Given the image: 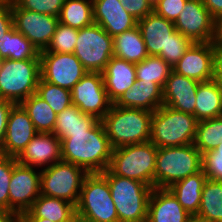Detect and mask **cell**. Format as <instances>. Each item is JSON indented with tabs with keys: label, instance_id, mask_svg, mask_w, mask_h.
Segmentation results:
<instances>
[{
	"label": "cell",
	"instance_id": "obj_16",
	"mask_svg": "<svg viewBox=\"0 0 222 222\" xmlns=\"http://www.w3.org/2000/svg\"><path fill=\"white\" fill-rule=\"evenodd\" d=\"M41 194V170L16 163L9 185V211L22 214L28 211Z\"/></svg>",
	"mask_w": 222,
	"mask_h": 222
},
{
	"label": "cell",
	"instance_id": "obj_24",
	"mask_svg": "<svg viewBox=\"0 0 222 222\" xmlns=\"http://www.w3.org/2000/svg\"><path fill=\"white\" fill-rule=\"evenodd\" d=\"M114 105L154 112L163 105V88L153 81L136 80Z\"/></svg>",
	"mask_w": 222,
	"mask_h": 222
},
{
	"label": "cell",
	"instance_id": "obj_1",
	"mask_svg": "<svg viewBox=\"0 0 222 222\" xmlns=\"http://www.w3.org/2000/svg\"><path fill=\"white\" fill-rule=\"evenodd\" d=\"M112 152L102 121L89 131L70 132V136L61 139L62 161L80 166L88 173L107 170Z\"/></svg>",
	"mask_w": 222,
	"mask_h": 222
},
{
	"label": "cell",
	"instance_id": "obj_45",
	"mask_svg": "<svg viewBox=\"0 0 222 222\" xmlns=\"http://www.w3.org/2000/svg\"><path fill=\"white\" fill-rule=\"evenodd\" d=\"M15 104L0 98V147L4 141L9 113Z\"/></svg>",
	"mask_w": 222,
	"mask_h": 222
},
{
	"label": "cell",
	"instance_id": "obj_6",
	"mask_svg": "<svg viewBox=\"0 0 222 222\" xmlns=\"http://www.w3.org/2000/svg\"><path fill=\"white\" fill-rule=\"evenodd\" d=\"M202 170V154L194 144L158 148L155 164V188L172 184Z\"/></svg>",
	"mask_w": 222,
	"mask_h": 222
},
{
	"label": "cell",
	"instance_id": "obj_48",
	"mask_svg": "<svg viewBox=\"0 0 222 222\" xmlns=\"http://www.w3.org/2000/svg\"><path fill=\"white\" fill-rule=\"evenodd\" d=\"M215 77H222V45L218 44Z\"/></svg>",
	"mask_w": 222,
	"mask_h": 222
},
{
	"label": "cell",
	"instance_id": "obj_3",
	"mask_svg": "<svg viewBox=\"0 0 222 222\" xmlns=\"http://www.w3.org/2000/svg\"><path fill=\"white\" fill-rule=\"evenodd\" d=\"M101 174L108 181L119 222H147L153 188L140 181L114 175L108 169Z\"/></svg>",
	"mask_w": 222,
	"mask_h": 222
},
{
	"label": "cell",
	"instance_id": "obj_35",
	"mask_svg": "<svg viewBox=\"0 0 222 222\" xmlns=\"http://www.w3.org/2000/svg\"><path fill=\"white\" fill-rule=\"evenodd\" d=\"M136 80L153 81L162 88L169 77L172 67L159 56H148L135 64Z\"/></svg>",
	"mask_w": 222,
	"mask_h": 222
},
{
	"label": "cell",
	"instance_id": "obj_49",
	"mask_svg": "<svg viewBox=\"0 0 222 222\" xmlns=\"http://www.w3.org/2000/svg\"><path fill=\"white\" fill-rule=\"evenodd\" d=\"M202 156H222V141L214 150L208 151L202 154Z\"/></svg>",
	"mask_w": 222,
	"mask_h": 222
},
{
	"label": "cell",
	"instance_id": "obj_27",
	"mask_svg": "<svg viewBox=\"0 0 222 222\" xmlns=\"http://www.w3.org/2000/svg\"><path fill=\"white\" fill-rule=\"evenodd\" d=\"M194 116L198 122L222 116V99L214 79L199 82Z\"/></svg>",
	"mask_w": 222,
	"mask_h": 222
},
{
	"label": "cell",
	"instance_id": "obj_21",
	"mask_svg": "<svg viewBox=\"0 0 222 222\" xmlns=\"http://www.w3.org/2000/svg\"><path fill=\"white\" fill-rule=\"evenodd\" d=\"M188 213L168 188H153L148 204L147 222H192Z\"/></svg>",
	"mask_w": 222,
	"mask_h": 222
},
{
	"label": "cell",
	"instance_id": "obj_51",
	"mask_svg": "<svg viewBox=\"0 0 222 222\" xmlns=\"http://www.w3.org/2000/svg\"><path fill=\"white\" fill-rule=\"evenodd\" d=\"M217 43L222 45V20L218 22Z\"/></svg>",
	"mask_w": 222,
	"mask_h": 222
},
{
	"label": "cell",
	"instance_id": "obj_34",
	"mask_svg": "<svg viewBox=\"0 0 222 222\" xmlns=\"http://www.w3.org/2000/svg\"><path fill=\"white\" fill-rule=\"evenodd\" d=\"M222 141V116L197 123L194 146L201 154L214 150Z\"/></svg>",
	"mask_w": 222,
	"mask_h": 222
},
{
	"label": "cell",
	"instance_id": "obj_29",
	"mask_svg": "<svg viewBox=\"0 0 222 222\" xmlns=\"http://www.w3.org/2000/svg\"><path fill=\"white\" fill-rule=\"evenodd\" d=\"M99 121L94 116L82 113L77 106L71 105L57 114L52 133L61 140L70 136V132L89 131Z\"/></svg>",
	"mask_w": 222,
	"mask_h": 222
},
{
	"label": "cell",
	"instance_id": "obj_50",
	"mask_svg": "<svg viewBox=\"0 0 222 222\" xmlns=\"http://www.w3.org/2000/svg\"><path fill=\"white\" fill-rule=\"evenodd\" d=\"M22 222H52L45 218H22Z\"/></svg>",
	"mask_w": 222,
	"mask_h": 222
},
{
	"label": "cell",
	"instance_id": "obj_2",
	"mask_svg": "<svg viewBox=\"0 0 222 222\" xmlns=\"http://www.w3.org/2000/svg\"><path fill=\"white\" fill-rule=\"evenodd\" d=\"M153 112L112 104L101 120L113 149L150 141Z\"/></svg>",
	"mask_w": 222,
	"mask_h": 222
},
{
	"label": "cell",
	"instance_id": "obj_37",
	"mask_svg": "<svg viewBox=\"0 0 222 222\" xmlns=\"http://www.w3.org/2000/svg\"><path fill=\"white\" fill-rule=\"evenodd\" d=\"M78 29L57 24L48 47L40 52L74 53Z\"/></svg>",
	"mask_w": 222,
	"mask_h": 222
},
{
	"label": "cell",
	"instance_id": "obj_15",
	"mask_svg": "<svg viewBox=\"0 0 222 222\" xmlns=\"http://www.w3.org/2000/svg\"><path fill=\"white\" fill-rule=\"evenodd\" d=\"M11 10L16 31L28 38L39 52L45 50L59 23L58 17L19 8L12 0Z\"/></svg>",
	"mask_w": 222,
	"mask_h": 222
},
{
	"label": "cell",
	"instance_id": "obj_19",
	"mask_svg": "<svg viewBox=\"0 0 222 222\" xmlns=\"http://www.w3.org/2000/svg\"><path fill=\"white\" fill-rule=\"evenodd\" d=\"M94 23L99 24L111 37L137 26L138 20L120 0H92Z\"/></svg>",
	"mask_w": 222,
	"mask_h": 222
},
{
	"label": "cell",
	"instance_id": "obj_28",
	"mask_svg": "<svg viewBox=\"0 0 222 222\" xmlns=\"http://www.w3.org/2000/svg\"><path fill=\"white\" fill-rule=\"evenodd\" d=\"M113 52L114 57L134 64L149 56L138 26L113 37Z\"/></svg>",
	"mask_w": 222,
	"mask_h": 222
},
{
	"label": "cell",
	"instance_id": "obj_40",
	"mask_svg": "<svg viewBox=\"0 0 222 222\" xmlns=\"http://www.w3.org/2000/svg\"><path fill=\"white\" fill-rule=\"evenodd\" d=\"M19 8L58 17L65 0H12Z\"/></svg>",
	"mask_w": 222,
	"mask_h": 222
},
{
	"label": "cell",
	"instance_id": "obj_44",
	"mask_svg": "<svg viewBox=\"0 0 222 222\" xmlns=\"http://www.w3.org/2000/svg\"><path fill=\"white\" fill-rule=\"evenodd\" d=\"M13 27L11 0L0 1V40Z\"/></svg>",
	"mask_w": 222,
	"mask_h": 222
},
{
	"label": "cell",
	"instance_id": "obj_12",
	"mask_svg": "<svg viewBox=\"0 0 222 222\" xmlns=\"http://www.w3.org/2000/svg\"><path fill=\"white\" fill-rule=\"evenodd\" d=\"M71 97L72 105L77 106L82 113L94 116L100 121L113 104L104 87L102 73L99 72H86L73 86Z\"/></svg>",
	"mask_w": 222,
	"mask_h": 222
},
{
	"label": "cell",
	"instance_id": "obj_33",
	"mask_svg": "<svg viewBox=\"0 0 222 222\" xmlns=\"http://www.w3.org/2000/svg\"><path fill=\"white\" fill-rule=\"evenodd\" d=\"M61 24L81 29L94 23L92 0H65L58 16Z\"/></svg>",
	"mask_w": 222,
	"mask_h": 222
},
{
	"label": "cell",
	"instance_id": "obj_41",
	"mask_svg": "<svg viewBox=\"0 0 222 222\" xmlns=\"http://www.w3.org/2000/svg\"><path fill=\"white\" fill-rule=\"evenodd\" d=\"M186 1L187 0H159L153 6V11L168 21L175 22L183 10Z\"/></svg>",
	"mask_w": 222,
	"mask_h": 222
},
{
	"label": "cell",
	"instance_id": "obj_46",
	"mask_svg": "<svg viewBox=\"0 0 222 222\" xmlns=\"http://www.w3.org/2000/svg\"><path fill=\"white\" fill-rule=\"evenodd\" d=\"M212 17L217 21L222 20V0H202Z\"/></svg>",
	"mask_w": 222,
	"mask_h": 222
},
{
	"label": "cell",
	"instance_id": "obj_10",
	"mask_svg": "<svg viewBox=\"0 0 222 222\" xmlns=\"http://www.w3.org/2000/svg\"><path fill=\"white\" fill-rule=\"evenodd\" d=\"M73 54L87 72L102 73L111 57L114 56L113 37L96 23L78 29Z\"/></svg>",
	"mask_w": 222,
	"mask_h": 222
},
{
	"label": "cell",
	"instance_id": "obj_42",
	"mask_svg": "<svg viewBox=\"0 0 222 222\" xmlns=\"http://www.w3.org/2000/svg\"><path fill=\"white\" fill-rule=\"evenodd\" d=\"M202 170L208 179L222 181V156H202Z\"/></svg>",
	"mask_w": 222,
	"mask_h": 222
},
{
	"label": "cell",
	"instance_id": "obj_26",
	"mask_svg": "<svg viewBox=\"0 0 222 222\" xmlns=\"http://www.w3.org/2000/svg\"><path fill=\"white\" fill-rule=\"evenodd\" d=\"M206 180L207 176L203 170H201L175 182L168 188L182 207L193 217L199 211L202 189Z\"/></svg>",
	"mask_w": 222,
	"mask_h": 222
},
{
	"label": "cell",
	"instance_id": "obj_9",
	"mask_svg": "<svg viewBox=\"0 0 222 222\" xmlns=\"http://www.w3.org/2000/svg\"><path fill=\"white\" fill-rule=\"evenodd\" d=\"M41 168V195L63 199L76 206L83 181L89 173L64 161Z\"/></svg>",
	"mask_w": 222,
	"mask_h": 222
},
{
	"label": "cell",
	"instance_id": "obj_4",
	"mask_svg": "<svg viewBox=\"0 0 222 222\" xmlns=\"http://www.w3.org/2000/svg\"><path fill=\"white\" fill-rule=\"evenodd\" d=\"M158 148L150 141L113 149L108 170L155 188V164Z\"/></svg>",
	"mask_w": 222,
	"mask_h": 222
},
{
	"label": "cell",
	"instance_id": "obj_52",
	"mask_svg": "<svg viewBox=\"0 0 222 222\" xmlns=\"http://www.w3.org/2000/svg\"><path fill=\"white\" fill-rule=\"evenodd\" d=\"M214 80L216 81V84L218 86L220 96H221V99H222V77H214Z\"/></svg>",
	"mask_w": 222,
	"mask_h": 222
},
{
	"label": "cell",
	"instance_id": "obj_14",
	"mask_svg": "<svg viewBox=\"0 0 222 222\" xmlns=\"http://www.w3.org/2000/svg\"><path fill=\"white\" fill-rule=\"evenodd\" d=\"M217 51V42L193 43L172 71L197 82L212 80L216 74Z\"/></svg>",
	"mask_w": 222,
	"mask_h": 222
},
{
	"label": "cell",
	"instance_id": "obj_38",
	"mask_svg": "<svg viewBox=\"0 0 222 222\" xmlns=\"http://www.w3.org/2000/svg\"><path fill=\"white\" fill-rule=\"evenodd\" d=\"M192 44L193 42L189 38L175 31L170 35L166 46V53H160L158 56L173 67Z\"/></svg>",
	"mask_w": 222,
	"mask_h": 222
},
{
	"label": "cell",
	"instance_id": "obj_53",
	"mask_svg": "<svg viewBox=\"0 0 222 222\" xmlns=\"http://www.w3.org/2000/svg\"><path fill=\"white\" fill-rule=\"evenodd\" d=\"M76 222H93V221H90V220H87V219L80 218V217L76 216Z\"/></svg>",
	"mask_w": 222,
	"mask_h": 222
},
{
	"label": "cell",
	"instance_id": "obj_23",
	"mask_svg": "<svg viewBox=\"0 0 222 222\" xmlns=\"http://www.w3.org/2000/svg\"><path fill=\"white\" fill-rule=\"evenodd\" d=\"M102 76L108 97L114 104L136 82L135 64L113 56Z\"/></svg>",
	"mask_w": 222,
	"mask_h": 222
},
{
	"label": "cell",
	"instance_id": "obj_11",
	"mask_svg": "<svg viewBox=\"0 0 222 222\" xmlns=\"http://www.w3.org/2000/svg\"><path fill=\"white\" fill-rule=\"evenodd\" d=\"M174 25L176 31L193 43L217 42L218 22L202 0H187Z\"/></svg>",
	"mask_w": 222,
	"mask_h": 222
},
{
	"label": "cell",
	"instance_id": "obj_22",
	"mask_svg": "<svg viewBox=\"0 0 222 222\" xmlns=\"http://www.w3.org/2000/svg\"><path fill=\"white\" fill-rule=\"evenodd\" d=\"M137 26L140 29L149 56L166 53L170 35L176 31L174 22L168 21L153 11L138 20Z\"/></svg>",
	"mask_w": 222,
	"mask_h": 222
},
{
	"label": "cell",
	"instance_id": "obj_31",
	"mask_svg": "<svg viewBox=\"0 0 222 222\" xmlns=\"http://www.w3.org/2000/svg\"><path fill=\"white\" fill-rule=\"evenodd\" d=\"M40 59L38 49L13 26L0 40V60Z\"/></svg>",
	"mask_w": 222,
	"mask_h": 222
},
{
	"label": "cell",
	"instance_id": "obj_13",
	"mask_svg": "<svg viewBox=\"0 0 222 222\" xmlns=\"http://www.w3.org/2000/svg\"><path fill=\"white\" fill-rule=\"evenodd\" d=\"M86 72L73 53L40 52V73L44 81L71 91Z\"/></svg>",
	"mask_w": 222,
	"mask_h": 222
},
{
	"label": "cell",
	"instance_id": "obj_36",
	"mask_svg": "<svg viewBox=\"0 0 222 222\" xmlns=\"http://www.w3.org/2000/svg\"><path fill=\"white\" fill-rule=\"evenodd\" d=\"M36 94L46 101L56 114L72 105L71 91L39 79Z\"/></svg>",
	"mask_w": 222,
	"mask_h": 222
},
{
	"label": "cell",
	"instance_id": "obj_17",
	"mask_svg": "<svg viewBox=\"0 0 222 222\" xmlns=\"http://www.w3.org/2000/svg\"><path fill=\"white\" fill-rule=\"evenodd\" d=\"M37 133L24 108L15 104L9 113L0 154L17 158Z\"/></svg>",
	"mask_w": 222,
	"mask_h": 222
},
{
	"label": "cell",
	"instance_id": "obj_20",
	"mask_svg": "<svg viewBox=\"0 0 222 222\" xmlns=\"http://www.w3.org/2000/svg\"><path fill=\"white\" fill-rule=\"evenodd\" d=\"M199 82L171 71L163 87V105L194 115Z\"/></svg>",
	"mask_w": 222,
	"mask_h": 222
},
{
	"label": "cell",
	"instance_id": "obj_5",
	"mask_svg": "<svg viewBox=\"0 0 222 222\" xmlns=\"http://www.w3.org/2000/svg\"><path fill=\"white\" fill-rule=\"evenodd\" d=\"M197 123L194 115L162 105L152 115L150 142L157 148L193 144Z\"/></svg>",
	"mask_w": 222,
	"mask_h": 222
},
{
	"label": "cell",
	"instance_id": "obj_43",
	"mask_svg": "<svg viewBox=\"0 0 222 222\" xmlns=\"http://www.w3.org/2000/svg\"><path fill=\"white\" fill-rule=\"evenodd\" d=\"M122 6L137 20L153 12V6L148 0H120Z\"/></svg>",
	"mask_w": 222,
	"mask_h": 222
},
{
	"label": "cell",
	"instance_id": "obj_47",
	"mask_svg": "<svg viewBox=\"0 0 222 222\" xmlns=\"http://www.w3.org/2000/svg\"><path fill=\"white\" fill-rule=\"evenodd\" d=\"M0 222H22V217L17 212L0 211Z\"/></svg>",
	"mask_w": 222,
	"mask_h": 222
},
{
	"label": "cell",
	"instance_id": "obj_39",
	"mask_svg": "<svg viewBox=\"0 0 222 222\" xmlns=\"http://www.w3.org/2000/svg\"><path fill=\"white\" fill-rule=\"evenodd\" d=\"M16 158L0 154V211H9V185Z\"/></svg>",
	"mask_w": 222,
	"mask_h": 222
},
{
	"label": "cell",
	"instance_id": "obj_32",
	"mask_svg": "<svg viewBox=\"0 0 222 222\" xmlns=\"http://www.w3.org/2000/svg\"><path fill=\"white\" fill-rule=\"evenodd\" d=\"M27 112L38 133H52L56 125L57 114L50 105L33 93L20 103Z\"/></svg>",
	"mask_w": 222,
	"mask_h": 222
},
{
	"label": "cell",
	"instance_id": "obj_18",
	"mask_svg": "<svg viewBox=\"0 0 222 222\" xmlns=\"http://www.w3.org/2000/svg\"><path fill=\"white\" fill-rule=\"evenodd\" d=\"M16 160L33 168L38 169L42 165L48 168L62 161L61 140L53 133H37Z\"/></svg>",
	"mask_w": 222,
	"mask_h": 222
},
{
	"label": "cell",
	"instance_id": "obj_54",
	"mask_svg": "<svg viewBox=\"0 0 222 222\" xmlns=\"http://www.w3.org/2000/svg\"><path fill=\"white\" fill-rule=\"evenodd\" d=\"M154 6L159 0H148Z\"/></svg>",
	"mask_w": 222,
	"mask_h": 222
},
{
	"label": "cell",
	"instance_id": "obj_8",
	"mask_svg": "<svg viewBox=\"0 0 222 222\" xmlns=\"http://www.w3.org/2000/svg\"><path fill=\"white\" fill-rule=\"evenodd\" d=\"M76 216L93 222H119L108 181L101 173H89L85 177Z\"/></svg>",
	"mask_w": 222,
	"mask_h": 222
},
{
	"label": "cell",
	"instance_id": "obj_7",
	"mask_svg": "<svg viewBox=\"0 0 222 222\" xmlns=\"http://www.w3.org/2000/svg\"><path fill=\"white\" fill-rule=\"evenodd\" d=\"M40 73V59L0 60V98L20 104L36 93Z\"/></svg>",
	"mask_w": 222,
	"mask_h": 222
},
{
	"label": "cell",
	"instance_id": "obj_30",
	"mask_svg": "<svg viewBox=\"0 0 222 222\" xmlns=\"http://www.w3.org/2000/svg\"><path fill=\"white\" fill-rule=\"evenodd\" d=\"M199 222H222V181H205L198 213L193 217Z\"/></svg>",
	"mask_w": 222,
	"mask_h": 222
},
{
	"label": "cell",
	"instance_id": "obj_25",
	"mask_svg": "<svg viewBox=\"0 0 222 222\" xmlns=\"http://www.w3.org/2000/svg\"><path fill=\"white\" fill-rule=\"evenodd\" d=\"M22 218H45L52 222H71L76 217V206L66 200L41 195Z\"/></svg>",
	"mask_w": 222,
	"mask_h": 222
}]
</instances>
